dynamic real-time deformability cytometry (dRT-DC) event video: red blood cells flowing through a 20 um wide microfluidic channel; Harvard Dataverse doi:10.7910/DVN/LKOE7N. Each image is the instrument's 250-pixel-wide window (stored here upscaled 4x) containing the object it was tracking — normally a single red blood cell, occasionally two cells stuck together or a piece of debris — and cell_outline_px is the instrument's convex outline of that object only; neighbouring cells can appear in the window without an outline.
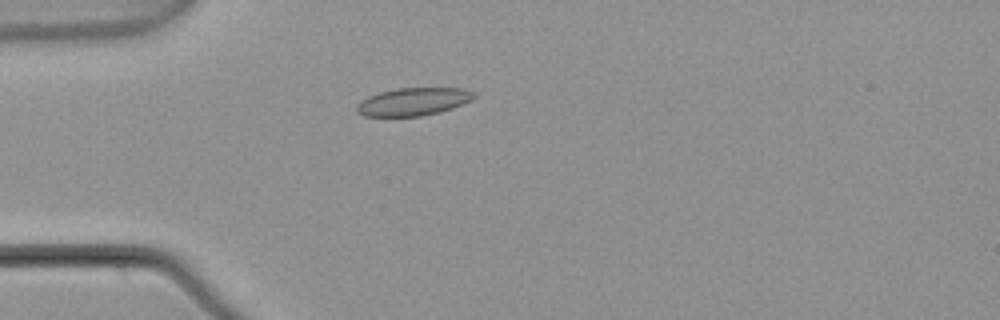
{"species": "common noctule bat (a hibernating species)", "species_latin": "Nyctalus noctula", "temperature_condition": "warm", "stored_images_in_passage": 3, "camera_frame_rate_fps": 3000, "um_per_image_px": 0.085, "animal": {"sex": "male", "body_mass_g": 21.5, "forearm_length_mm": 52.0}, "frame": {"image": 1, "passage_image": 3, "time_ms": 0.667, "image_size_px": [1000, 320], "cell_outline_px": [[476, 96], [472, 100], [452, 108], [440, 112], [420, 116], [364, 116], [356, 112], [356, 104], [360, 100], [368, 96], [380, 92], [396, 88], [460, 88], [472, 92]], "centroid_in_image_um": [35.08, 8.64], "position_along_channel_um": 49.9, "area_um2": 19.02}}